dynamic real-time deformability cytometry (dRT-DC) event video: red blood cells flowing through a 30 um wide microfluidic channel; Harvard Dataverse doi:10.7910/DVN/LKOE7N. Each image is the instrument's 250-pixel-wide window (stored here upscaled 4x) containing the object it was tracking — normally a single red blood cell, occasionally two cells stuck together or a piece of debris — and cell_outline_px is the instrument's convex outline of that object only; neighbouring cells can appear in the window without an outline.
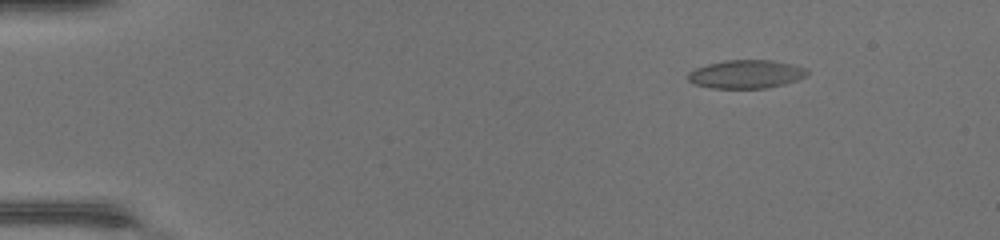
{"species": "common noctule bat (a hibernating species)", "species_latin": "Nyctalus noctula", "temperature_condition": "warm", "stored_images_in_passage": 43, "camera_frame_rate_fps": 3000, "um_per_image_px": 0.085, "animal": {"sex": "female", "body_mass_g": 17.0, "forearm_length_mm": 48.0}, "frame": {"image": 1, "passage_image": 1, "time_ms": 0.0, "image_size_px": [1000, 240], "cell_outline_px": [[808, 76], [784, 84], [764, 88], [712, 88], [692, 84], [688, 80], [688, 72], [696, 68], [708, 64], [724, 60], [772, 60], [792, 64], [808, 68]], "centroid_in_image_um": [63.43, 6.3], "position_along_channel_um": 21.6, "area_um2": 19.83}}
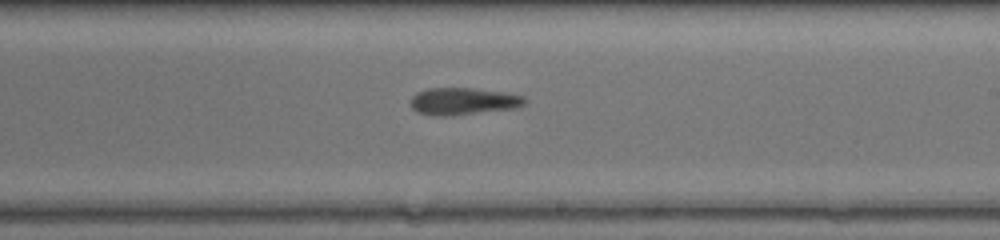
{"frame": {"image": 2, "passage_image": 24, "time_ms": 7.667, "image_size_px": [1000, 240], "cell_outline_px": [[528, 100], [520, 108], [452, 116], [432, 116], [416, 112], [412, 108], [412, 96], [416, 92], [428, 88], [476, 88], [504, 92], [524, 96]], "centroid_in_image_um": [39.41, 8.62], "position_along_channel_um": 249.6, "area_um2": 18.5}}
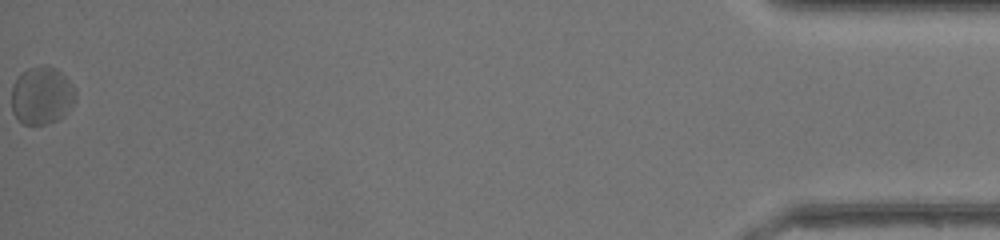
{"frame": {"image": 3, "passage_image": 43, "time_ms": 14.0, "image_size_px": [1000, 240], "cell_outline_px": [[76, 100], [56, 120], [44, 124], [24, 124], [12, 112], [12, 84], [28, 68], [56, 68], [76, 88]], "centroid_in_image_um": [3.54, 8.14], "position_along_channel_um": 431.7, "area_um2": 20.81}, "authors_computed_cell_mechanics": {"area_um2": 18.785, "velocity_mm_per_s": 4.3901, "shape_relaxation_time_tau1_ms": null, "shape_relaxation_time_tau2_ms": 5.1849, "deformation_change_tau1": null, "deformation_change_tau2": 0.1469}}